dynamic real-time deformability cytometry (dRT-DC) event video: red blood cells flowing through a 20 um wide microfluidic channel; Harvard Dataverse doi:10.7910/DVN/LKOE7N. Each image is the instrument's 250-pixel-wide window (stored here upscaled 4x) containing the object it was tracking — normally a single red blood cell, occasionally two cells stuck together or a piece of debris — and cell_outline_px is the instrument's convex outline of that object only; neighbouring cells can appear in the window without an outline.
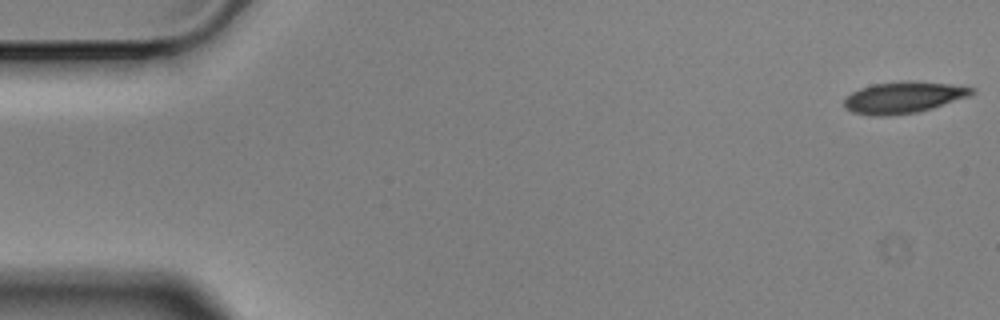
{"species": "Egyptian fruit bat (a non-hibernating species)", "species_latin": "Rousettus aegyptiacus", "temperature_condition": "cold", "stored_images_in_passage": 5, "camera_frame_rate_fps": 3000, "um_per_image_px": 0.085, "animal": {"sex": "male"}, "frame": {"image": 1, "passage_image": 1, "time_ms": 0.0, "image_size_px": [1000, 320], "cell_outline_px": [[976, 92], [968, 96], [932, 108], [916, 112], [888, 116], [868, 116], [852, 112], [844, 108], [844, 100], [852, 92], [860, 88], [872, 84], [908, 80], [948, 84], [976, 88]], "centroid_in_image_um": [76.76, 8.28], "position_along_channel_um": 8.2, "area_um2": 23.41}}
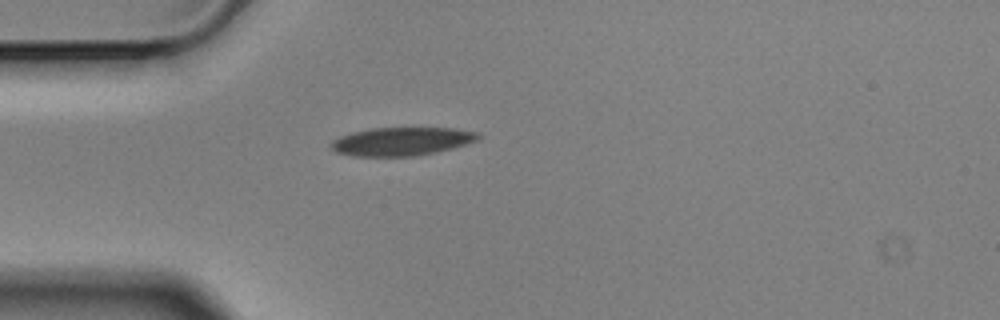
{"frame": {"image": 2, "passage_image": 5, "time_ms": 1.333, "image_size_px": [1000, 320], "cell_outline_px": [[480, 136], [476, 140], [452, 148], [436, 152], [416, 156], [352, 156], [336, 152], [328, 144], [332, 140], [340, 136], [352, 132], [372, 128], [456, 128], [476, 132]], "centroid_in_image_um": [34.09, 12.02], "position_along_channel_um": 50.9, "area_um2": 24.22}}